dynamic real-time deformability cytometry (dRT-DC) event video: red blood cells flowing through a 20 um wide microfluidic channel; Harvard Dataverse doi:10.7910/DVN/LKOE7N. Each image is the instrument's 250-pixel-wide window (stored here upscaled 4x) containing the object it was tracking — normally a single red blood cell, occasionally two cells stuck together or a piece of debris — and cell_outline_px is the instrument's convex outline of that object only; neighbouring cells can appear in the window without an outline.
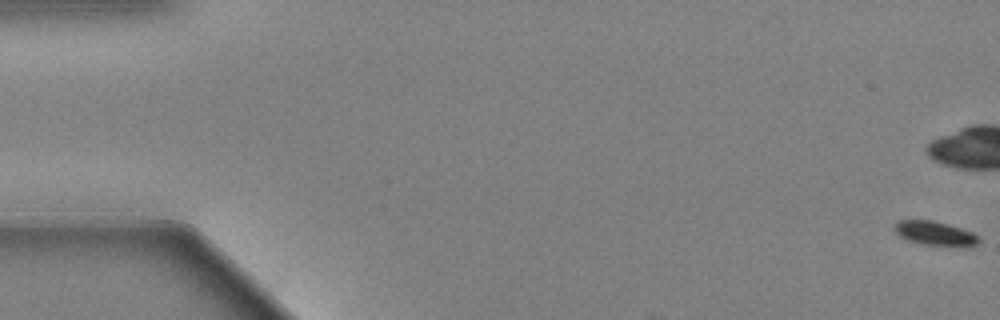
{"species": "Egyptian fruit bat (a non-hibernating species)", "species_latin": "Rousettus aegyptiacus", "temperature_condition": "warm", "stored_images_in_passage": 60, "camera_frame_rate_fps": 3000, "um_per_image_px": 0.085, "animal": {"sex": "female"}, "frame": {"image": 1, "passage_image": 1, "time_ms": 0.0, "image_size_px": [1000, 320], "cell_outline_px": [[980, 240], [976, 244], [968, 248], [920, 244], [908, 240], [900, 236], [892, 228], [900, 220], [932, 220], [948, 224], [972, 232]], "centroid_in_image_um": [79.49, 19.86], "position_along_channel_um": 5.5, "area_um2": 12.02}, "authors_computed_cell_mechanics": {"area_um2": 15.5193, "velocity_mm_per_s": 3.5473, "shape_relaxation_time_tau1_ms": 3.0065, "shape_relaxation_time_tau2_ms": null, "deformation_change_tau1": 0.1751, "deformation_change_tau2": null}}